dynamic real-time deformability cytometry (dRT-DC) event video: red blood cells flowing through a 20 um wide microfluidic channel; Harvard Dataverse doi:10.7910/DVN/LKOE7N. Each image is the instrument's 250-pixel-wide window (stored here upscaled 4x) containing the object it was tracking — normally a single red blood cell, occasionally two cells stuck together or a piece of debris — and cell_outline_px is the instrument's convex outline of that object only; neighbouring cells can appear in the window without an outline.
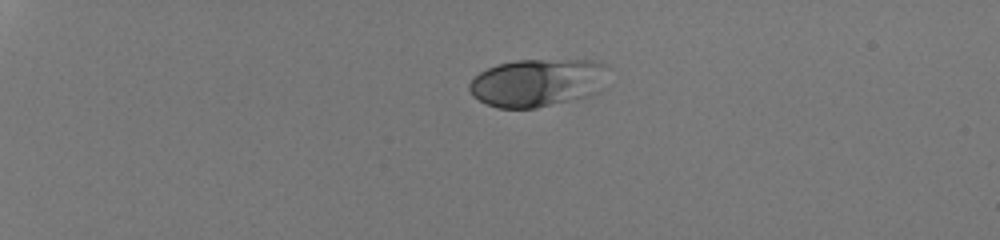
{"species": "human", "species_latin": "Homo sapiens", "temperature_condition": "room temperature", "stored_images_in_passage": 39, "camera_frame_rate_fps": 3000, "um_per_image_px": 0.085, "donor": {"sex": "male"}, "frame": {"image": 1, "passage_image": 1, "time_ms": 0.0, "image_size_px": [1000, 240], "cell_outline_px": [[608, 68], [604, 88], [600, 92], [592, 96], [536, 108], [496, 108], [472, 96], [468, 88], [468, 84], [480, 72], [496, 64], [516, 60], [592, 60], [604, 64]], "centroid_in_image_um": [45.74, 7.03], "position_along_channel_um": 39.3, "area_um2": 39.3}}
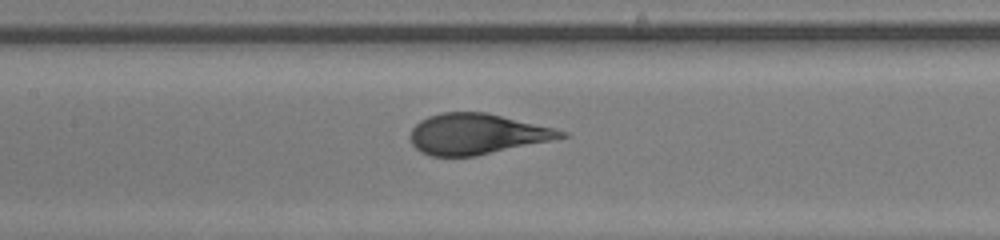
{"frame": {"image": 2, "passage_image": 17, "time_ms": 5.333, "image_size_px": [1000, 240], "cell_outline_px": [[572, 136], [476, 156], [428, 156], [420, 152], [412, 144], [408, 136], [412, 128], [420, 120], [428, 116], [444, 112], [488, 112], [568, 132]], "centroid_in_image_um": [40.51, 11.39], "position_along_channel_um": 166.9, "area_um2": 35.89}}
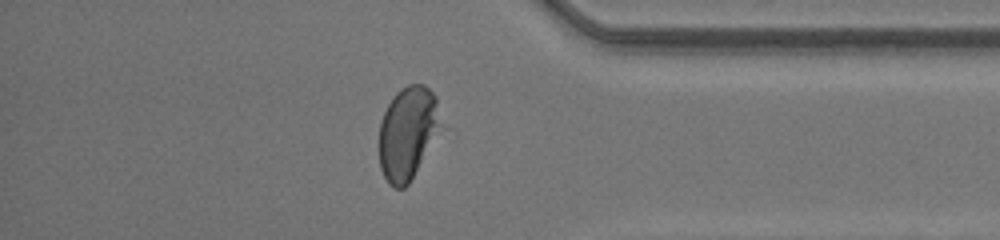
{"frame": {"image": 3, "passage_image": 34, "time_ms": 11.0, "image_size_px": [1000, 240], "cell_outline_px": [[448, 128], [408, 184], [404, 188], [396, 188], [388, 184], [380, 168], [380, 120], [388, 104], [396, 92], [400, 88], [408, 84], [424, 84], [436, 96]], "centroid_in_image_um": [34.79, 11.29], "position_along_channel_um": 400.4, "area_um2": 35.32}}